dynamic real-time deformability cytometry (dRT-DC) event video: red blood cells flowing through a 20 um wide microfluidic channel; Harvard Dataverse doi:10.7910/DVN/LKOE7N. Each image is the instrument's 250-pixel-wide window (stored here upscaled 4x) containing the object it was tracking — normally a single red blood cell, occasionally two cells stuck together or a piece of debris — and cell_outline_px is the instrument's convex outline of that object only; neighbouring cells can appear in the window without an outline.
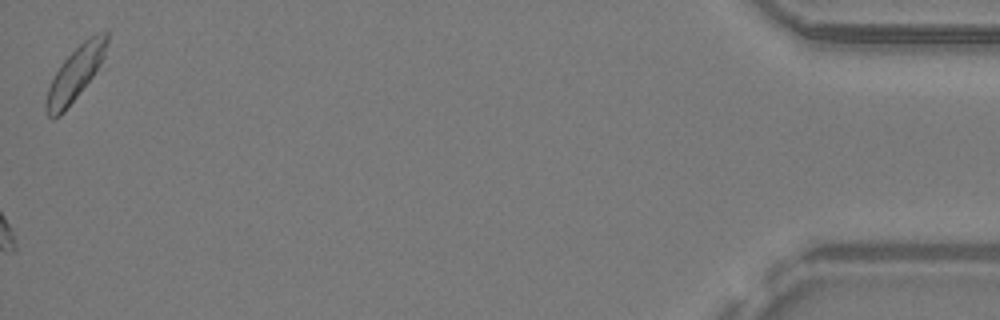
{"species": "common noctule bat (a hibernating species)", "species_latin": "Nyctalus noctula", "temperature_condition": "warm", "stored_images_in_passage": 26, "camera_frame_rate_fps": 3000, "um_per_image_px": 0.085, "animal": {"sex": "male", "body_mass_g": 19.2, "forearm_length_mm": 51.8}, "frame": {"image": 1, "passage_image": 26, "time_ms": 8.333, "image_size_px": [1000, 320], "cell_outline_px": [[108, 44], [104, 56], [100, 64], [92, 76], [64, 112], [60, 116], [52, 120], [48, 116], [44, 108], [44, 104], [48, 88], [60, 64], [88, 36], [108, 28]], "centroid_in_image_um": [6.39, 6.24], "position_along_channel_um": 428.8, "area_um2": 18.9}}